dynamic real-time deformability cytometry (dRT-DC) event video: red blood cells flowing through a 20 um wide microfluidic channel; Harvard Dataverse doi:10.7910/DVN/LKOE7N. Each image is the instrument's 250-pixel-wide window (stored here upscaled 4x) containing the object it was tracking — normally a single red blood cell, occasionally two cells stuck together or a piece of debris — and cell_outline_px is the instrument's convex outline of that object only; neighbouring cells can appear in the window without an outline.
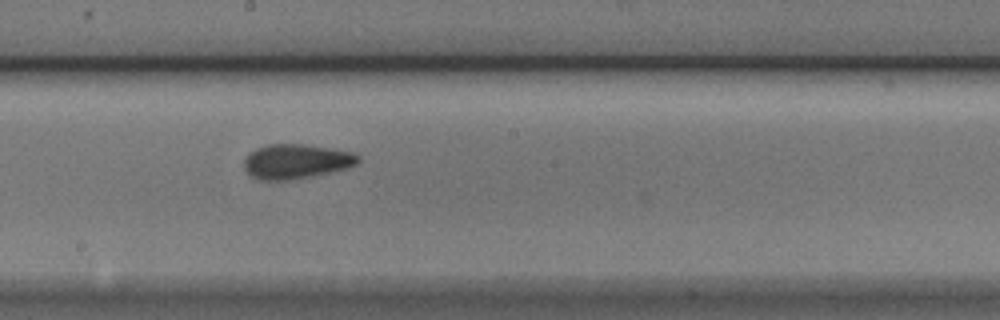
{"species": "Egyptian fruit bat (a non-hibernating species)", "species_latin": "Rousettus aegyptiacus", "temperature_condition": "cold", "stored_images_in_passage": 14, "camera_frame_rate_fps": 3000, "um_per_image_px": 0.085, "animal": {"sex": "male"}, "frame": {"image": 1, "passage_image": 8, "time_ms": 2.333, "image_size_px": [1000, 320], "cell_outline_px": [[360, 160], [356, 164], [348, 168], [312, 176], [288, 180], [256, 180], [244, 168], [244, 160], [256, 148], [268, 144], [304, 144], [352, 152], [360, 156]], "centroid_in_image_um": [25.18, 13.72], "position_along_channel_um": 223.0, "area_um2": 22.89}}
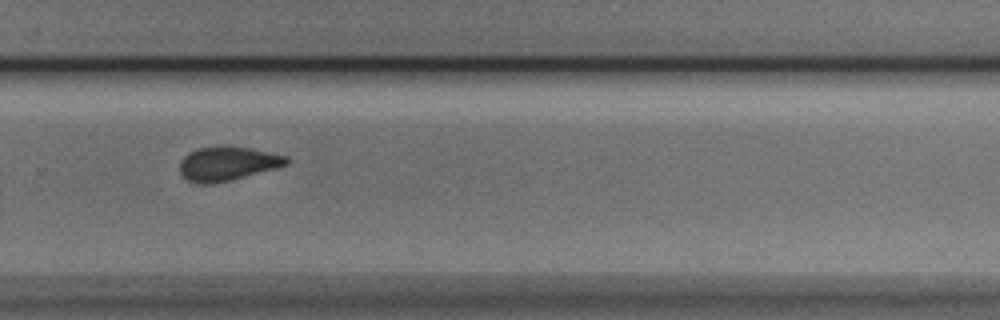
{"frame": {"image": 2, "passage_image": 10, "time_ms": 3.0, "image_size_px": [1000, 320], "cell_outline_px": [[288, 164], [276, 168], [212, 184], [196, 184], [188, 180], [180, 172], [180, 160], [188, 152], [196, 148], [248, 148], [288, 156]], "centroid_in_image_um": [19.3, 13.93], "position_along_channel_um": 310.5, "area_um2": 20.52}}